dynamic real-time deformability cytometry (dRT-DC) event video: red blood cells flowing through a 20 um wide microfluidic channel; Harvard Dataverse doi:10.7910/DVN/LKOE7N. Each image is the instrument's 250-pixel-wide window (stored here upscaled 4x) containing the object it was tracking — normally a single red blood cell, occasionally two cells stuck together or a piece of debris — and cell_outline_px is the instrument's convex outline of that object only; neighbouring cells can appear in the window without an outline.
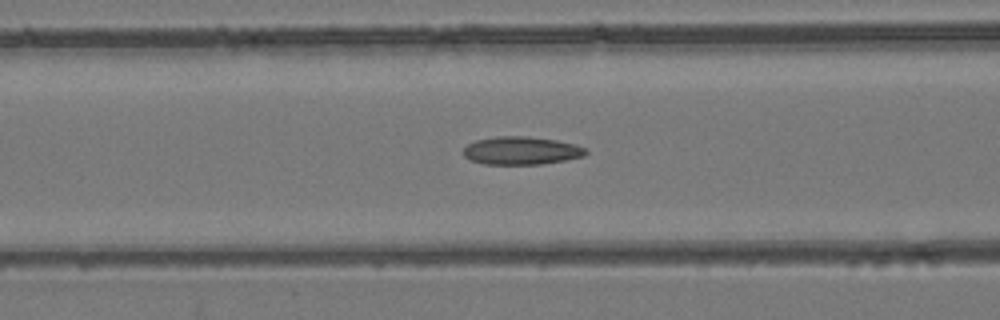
{"species": "common noctule bat (a hibernating species)", "species_latin": "Nyctalus noctula", "temperature_condition": "room temperature", "stored_images_in_passage": 39, "camera_frame_rate_fps": 3000, "um_per_image_px": 0.085, "animal": {"sex": "female", "body_mass_g": 24.6, "forearm_length_mm": 56.2}, "frame": {"image": 1, "passage_image": 8, "time_ms": 2.333, "image_size_px": [1000, 320], "cell_outline_px": [[588, 152], [584, 156], [564, 160], [540, 164], [484, 164], [472, 160], [464, 156], [464, 148], [468, 144], [476, 140], [496, 136], [528, 136], [556, 140], [588, 148]], "centroid_in_image_um": [44.32, 12.8], "position_along_channel_um": 122.3, "area_um2": 19.88}}
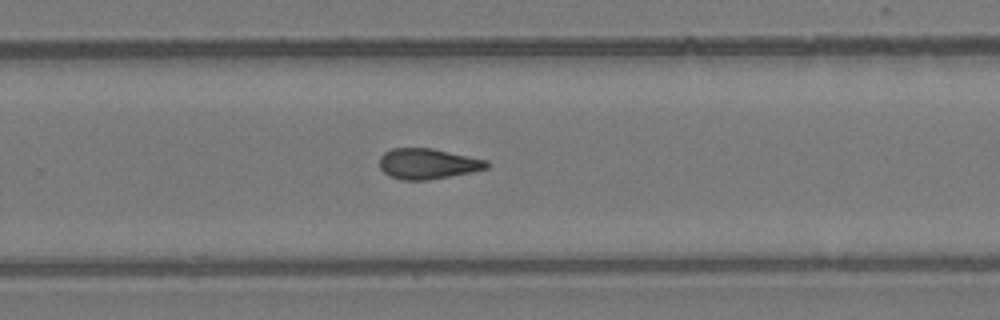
{"frame": {"image": 2, "passage_image": 21, "time_ms": 6.667, "image_size_px": [1000, 320], "cell_outline_px": [[488, 168], [472, 172], [428, 180], [400, 180], [388, 176], [380, 168], [380, 156], [384, 152], [392, 148], [432, 148], [488, 160]], "centroid_in_image_um": [36.34, 13.92], "position_along_channel_um": 293.5, "area_um2": 19.19}}
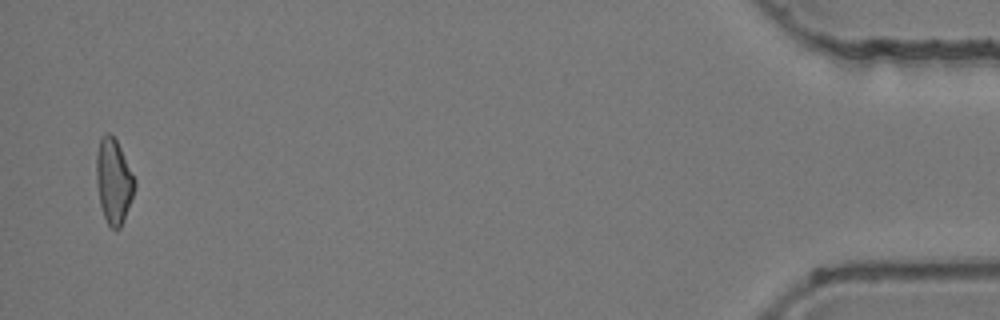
{"frame": {"image": 3, "passage_image": 38, "time_ms": 12.333, "image_size_px": [1000, 320], "cell_outline_px": [[136, 184], [124, 220], [120, 228], [112, 228], [108, 224], [104, 216], [100, 204], [96, 180], [96, 152], [100, 140], [108, 132], [116, 140], [136, 180]], "centroid_in_image_um": [9.65, 15.4], "position_along_channel_um": 425.5, "area_um2": 18.61}, "authors_computed_cell_mechanics": {"area_um2": 19.1896, "velocity_mm_per_s": 3.9653, "shape_relaxation_time_tau1_ms": null, "shape_relaxation_time_tau2_ms": 4.9869, "deformation_change_tau1": null, "deformation_change_tau2": 0.1428}}